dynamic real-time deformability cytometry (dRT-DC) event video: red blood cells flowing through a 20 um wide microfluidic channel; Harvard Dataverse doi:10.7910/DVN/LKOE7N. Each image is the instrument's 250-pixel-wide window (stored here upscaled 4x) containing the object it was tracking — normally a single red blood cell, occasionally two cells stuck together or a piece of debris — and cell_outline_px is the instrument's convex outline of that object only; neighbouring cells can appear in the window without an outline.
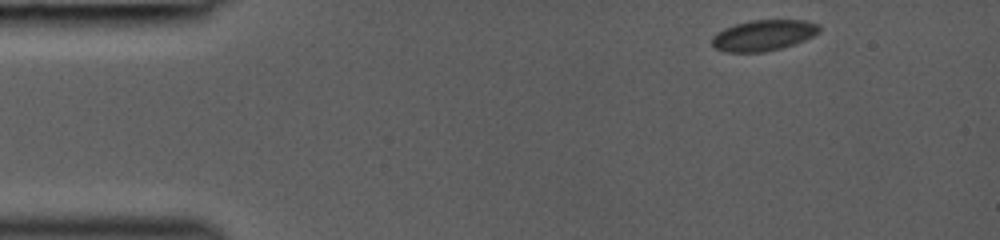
{"species": "common noctule bat (a hibernating species)", "species_latin": "Nyctalus noctula", "temperature_condition": "room temperature", "stored_images_in_passage": 40, "camera_frame_rate_fps": 3000, "um_per_image_px": 0.085, "animal": {"sex": "female", "body_mass_g": 19.0, "forearm_length_mm": 53.3}, "frame": {"image": 1, "passage_image": 1, "time_ms": 0.0, "image_size_px": [1000, 240], "cell_outline_px": [[820, 32], [804, 40], [780, 48], [764, 52], [724, 52], [712, 48], [712, 36], [716, 32], [724, 28], [736, 24], [752, 20], [804, 20], [820, 24]], "centroid_in_image_um": [64.86, 3.0], "position_along_channel_um": 20.1, "area_um2": 19.36}}
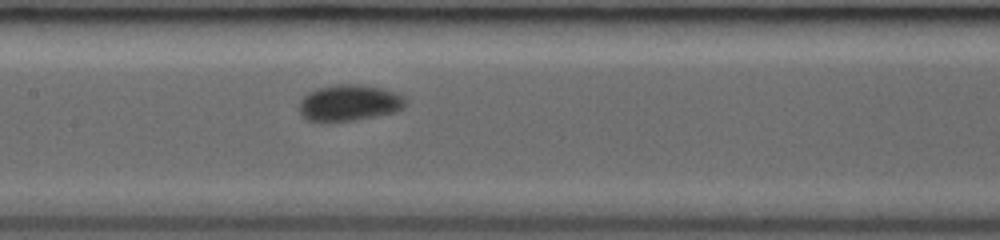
{"frame": {"image": 2, "passage_image": 18, "time_ms": 5.667, "image_size_px": [1000, 240], "cell_outline_px": [[408, 104], [404, 108], [396, 112], [356, 120], [324, 124], [320, 124], [308, 120], [300, 112], [300, 100], [308, 92], [320, 88], [336, 84], [356, 84], [380, 88], [396, 92], [404, 96], [408, 100]], "centroid_in_image_um": [29.71, 8.78], "position_along_channel_um": 177.7, "area_um2": 23.0}}
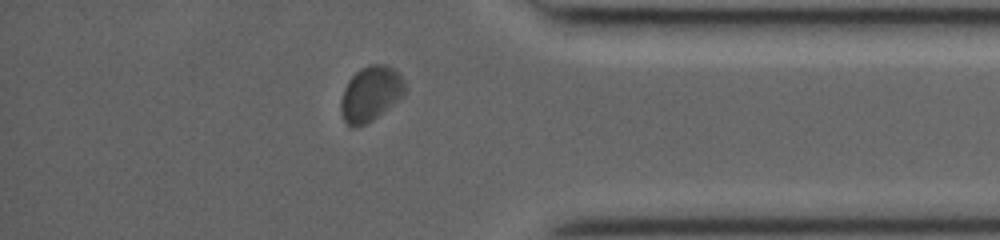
{"frame": {"image": 3, "passage_image": 34, "time_ms": 11.0, "image_size_px": [1000, 240], "cell_outline_px": [[408, 92], [404, 96], [372, 120], [356, 128], [352, 128], [344, 120], [340, 108], [340, 100], [344, 88], [348, 80], [360, 68], [368, 64], [388, 64], [400, 72], [408, 88]], "centroid_in_image_um": [31.55, 7.93], "position_along_channel_um": 403.7, "area_um2": 21.04}}